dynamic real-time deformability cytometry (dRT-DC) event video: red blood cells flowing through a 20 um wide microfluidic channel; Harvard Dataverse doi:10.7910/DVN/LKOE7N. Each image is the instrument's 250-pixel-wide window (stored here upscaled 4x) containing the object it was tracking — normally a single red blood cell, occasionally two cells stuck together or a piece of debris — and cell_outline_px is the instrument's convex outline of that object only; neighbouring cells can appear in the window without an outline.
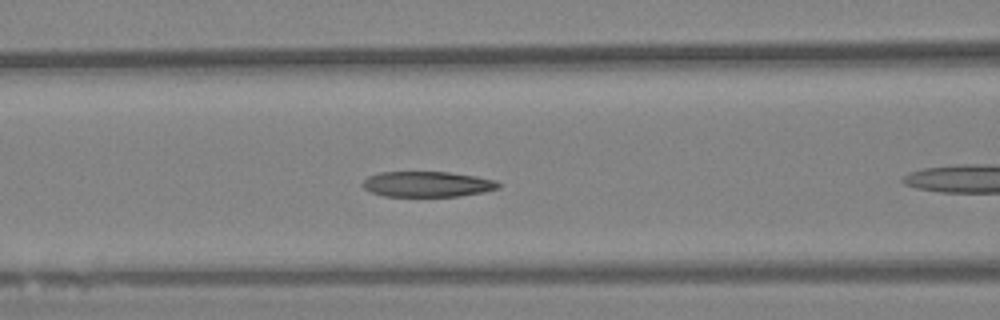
{"species": "Egyptian fruit bat (a non-hibernating species)", "species_latin": "Rousettus aegyptiacus", "temperature_condition": "warm", "stored_images_in_passage": 32, "camera_frame_rate_fps": 3000, "um_per_image_px": 0.085, "animal": {"sex": "female"}, "frame": {"image": 1, "passage_image": 9, "time_ms": 2.667, "image_size_px": [1000, 320], "cell_outline_px": [[500, 188], [484, 192], [460, 196], [384, 196], [372, 192], [364, 188], [360, 184], [368, 176], [380, 172], [448, 172], [476, 176], [496, 180], [500, 184]], "centroid_in_image_um": [36.33, 15.65], "position_along_channel_um": 130.3, "area_um2": 20.23}}
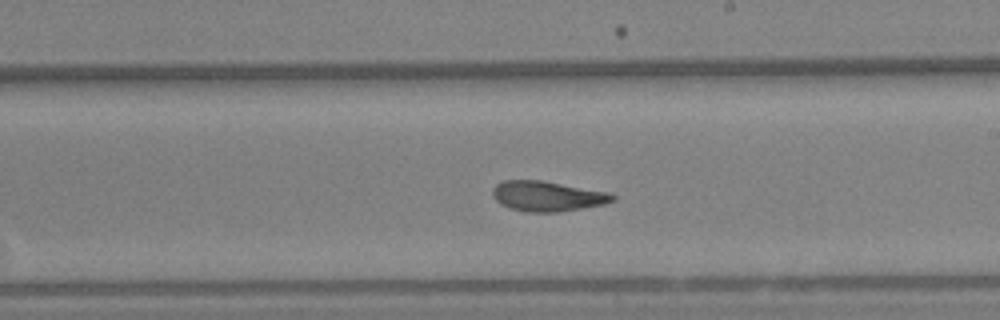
{"frame": {"image": 2, "passage_image": 19, "time_ms": 6.0, "image_size_px": [1000, 320], "cell_outline_px": [[616, 200], [604, 204], [556, 212], [524, 212], [500, 204], [492, 196], [492, 188], [496, 184], [504, 180], [540, 180], [612, 192], [616, 196]], "centroid_in_image_um": [46.54, 16.66], "position_along_channel_um": 242.5, "area_um2": 21.21}}
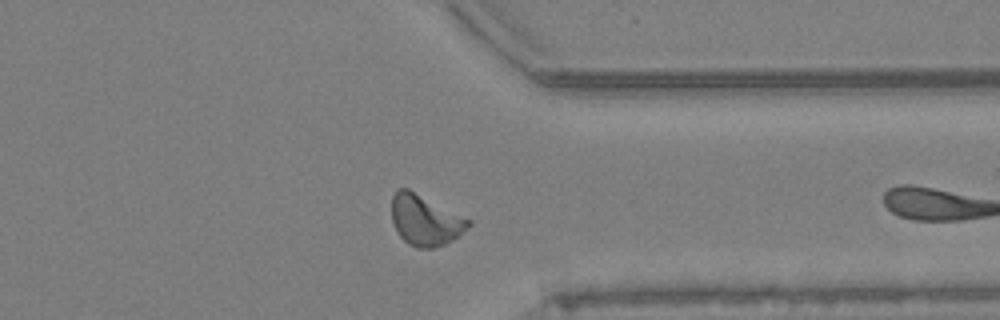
{"frame": {"image": 3, "passage_image": 31, "time_ms": 10.0, "image_size_px": [1000, 320], "cell_outline_px": [[472, 224], [468, 228], [452, 240], [444, 244], [432, 248], [416, 248], [408, 244], [400, 236], [392, 220], [392, 196], [396, 188], [408, 188], [472, 220]], "centroid_in_image_um": [36.14, 18.7], "position_along_channel_um": 375.3, "area_um2": 22.66}}